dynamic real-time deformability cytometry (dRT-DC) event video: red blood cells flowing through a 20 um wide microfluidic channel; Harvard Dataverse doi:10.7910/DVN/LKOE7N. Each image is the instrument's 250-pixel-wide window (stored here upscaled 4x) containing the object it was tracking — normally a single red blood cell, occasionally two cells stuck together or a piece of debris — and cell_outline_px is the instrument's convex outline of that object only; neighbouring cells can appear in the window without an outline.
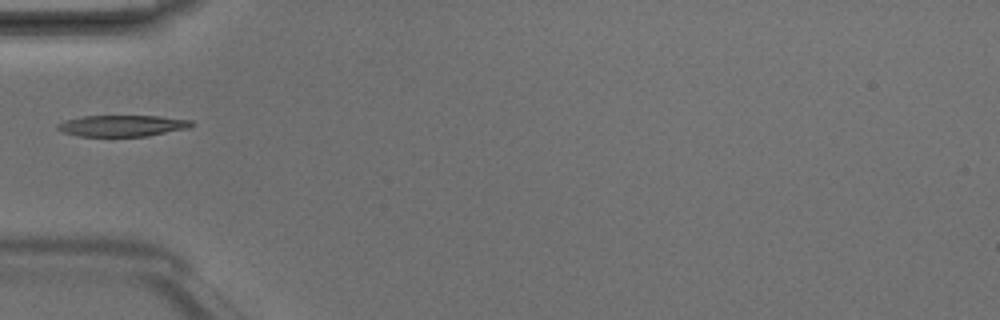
{"species": "Egyptian fruit bat (a non-hibernating species)", "species_latin": "Rousettus aegyptiacus", "temperature_condition": "room temperature", "stored_images_in_passage": 3, "camera_frame_rate_fps": 3000, "um_per_image_px": 0.085, "animal": {"sex": "male"}, "frame": {"image": 1, "passage_image": 3, "time_ms": 0.667, "image_size_px": [1000, 320], "cell_outline_px": [[196, 124], [188, 128], [148, 136], [80, 136], [64, 132], [56, 128], [56, 124], [68, 120], [84, 116], [160, 116], [192, 120]], "centroid_in_image_um": [10.45, 10.68], "position_along_channel_um": 74.5, "area_um2": 16.53}}